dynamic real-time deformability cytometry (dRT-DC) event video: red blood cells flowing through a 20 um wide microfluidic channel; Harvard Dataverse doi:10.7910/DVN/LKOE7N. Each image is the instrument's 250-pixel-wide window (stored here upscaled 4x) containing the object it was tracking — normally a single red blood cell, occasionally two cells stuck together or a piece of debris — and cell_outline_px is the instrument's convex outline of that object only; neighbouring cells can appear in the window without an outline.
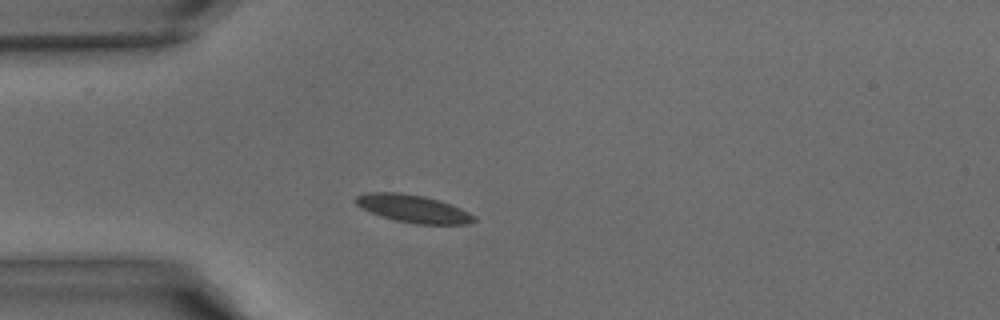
{"species": "common noctule bat (a hibernating species)", "species_latin": "Nyctalus noctula", "temperature_condition": "warm", "stored_images_in_passage": 38, "camera_frame_rate_fps": 3000, "um_per_image_px": 0.085, "animal": {"sex": "male", "body_mass_g": 15.6}, "frame": {"image": 1, "passage_image": 8, "time_ms": 2.333, "image_size_px": [1000, 320], "cell_outline_px": [[476, 220], [468, 224], [416, 224], [396, 220], [372, 212], [356, 204], [352, 200], [356, 196], [364, 192], [400, 192], [424, 196], [440, 200], [460, 208], [476, 216]], "centroid_in_image_um": [35.12, 17.72], "position_along_channel_um": 49.9, "area_um2": 19.02}}
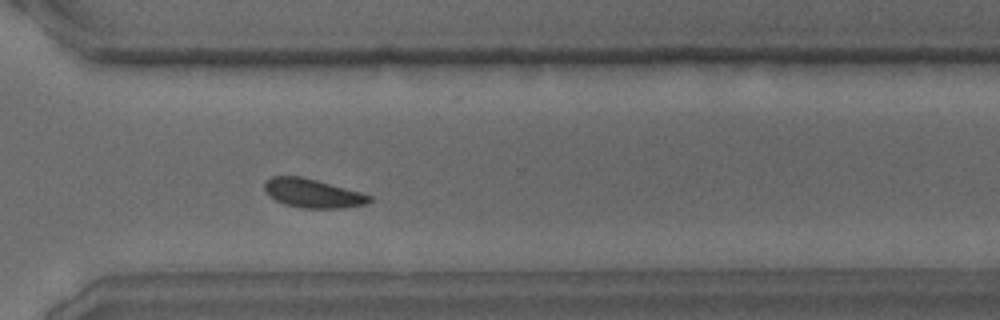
{"frame": {"image": 2, "passage_image": 27, "time_ms": 8.667, "image_size_px": [1000, 320], "cell_outline_px": [[372, 200], [368, 204], [344, 208], [304, 208], [284, 204], [268, 196], [264, 192], [264, 180], [272, 176], [300, 176], [316, 180], [360, 192], [372, 196]], "centroid_in_image_um": [26.55, 16.43], "position_along_channel_um": 344.0, "area_um2": 17.74}}
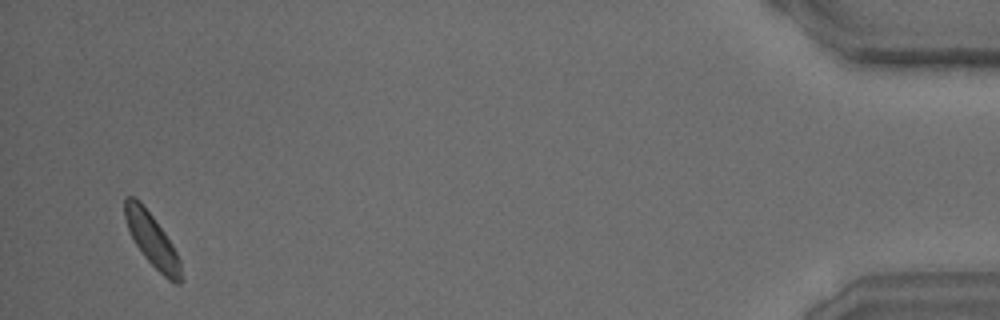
{"frame": {"image": 3, "passage_image": 37, "time_ms": 12.0, "image_size_px": [1000, 320], "cell_outline_px": [[184, 280], [180, 284], [176, 284], [168, 280], [144, 256], [136, 244], [128, 228], [124, 216], [124, 200], [128, 196], [136, 196], [140, 200], [164, 232], [172, 244], [180, 260]], "centroid_in_image_um": [12.95, 20.41], "position_along_channel_um": 422.3, "area_um2": 17.28}}